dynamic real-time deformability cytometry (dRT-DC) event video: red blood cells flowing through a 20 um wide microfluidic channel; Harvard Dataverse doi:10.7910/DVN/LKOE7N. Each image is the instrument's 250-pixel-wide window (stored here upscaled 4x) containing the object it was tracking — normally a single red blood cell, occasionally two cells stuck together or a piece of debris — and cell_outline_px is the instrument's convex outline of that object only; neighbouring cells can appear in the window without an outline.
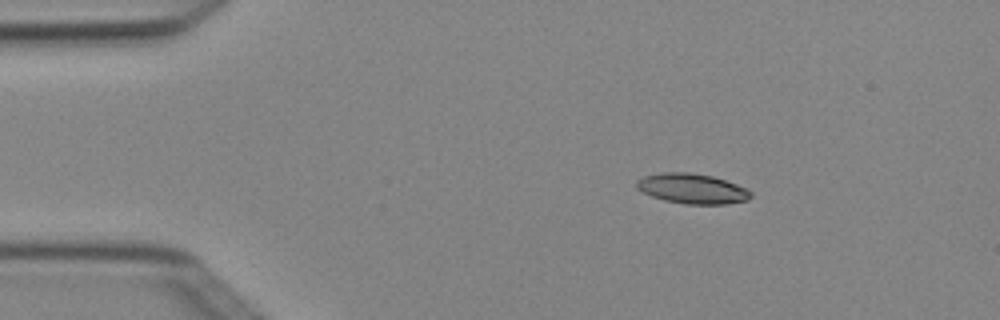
{"species": "Egyptian fruit bat (a non-hibernating species)", "species_latin": "Rousettus aegyptiacus", "temperature_condition": "cold", "stored_images_in_passage": 5, "camera_frame_rate_fps": 3000, "um_per_image_px": 0.085, "animal": {"sex": "female"}, "frame": {"image": 1, "passage_image": 2, "time_ms": 0.333, "image_size_px": [1000, 320], "cell_outline_px": [[752, 196], [748, 200], [724, 204], [684, 204], [664, 200], [652, 196], [636, 188], [636, 180], [644, 176], [664, 172], [688, 172], [712, 176], [748, 188], [752, 192]], "centroid_in_image_um": [58.85, 16.03], "position_along_channel_um": 26.2, "area_um2": 20.0}}
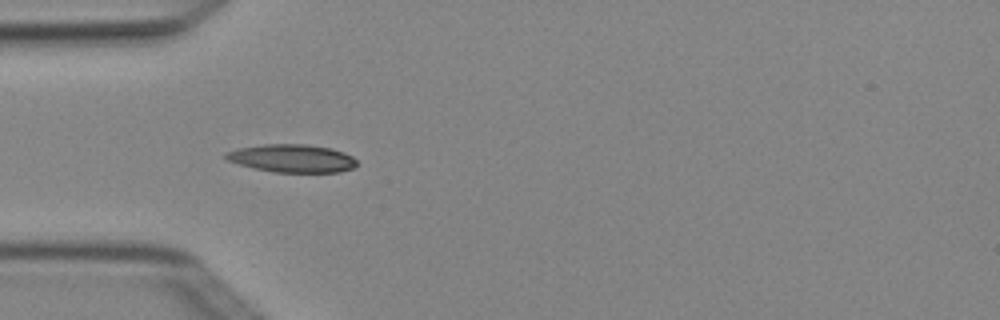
{"frame": {"image": 2, "passage_image": 4, "time_ms": 1.0, "image_size_px": [1000, 320], "cell_outline_px": [[356, 164], [352, 168], [340, 172], [272, 172], [252, 168], [228, 160], [224, 156], [224, 152], [236, 148], [264, 144], [304, 144], [332, 148], [344, 152], [352, 156], [356, 160]], "centroid_in_image_um": [24.8, 13.45], "position_along_channel_um": 60.2, "area_um2": 21.44}}
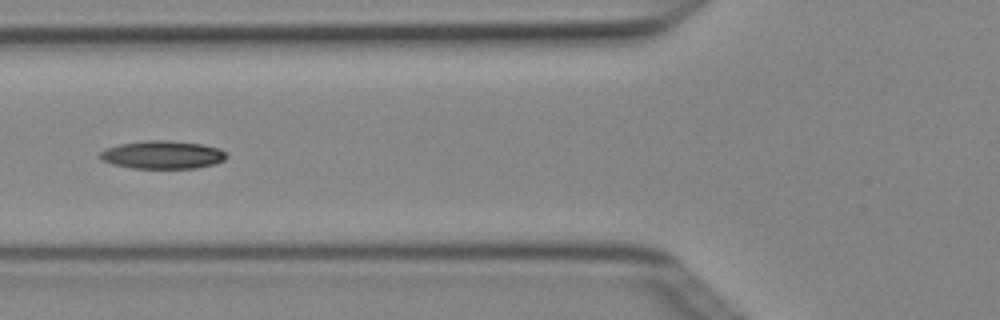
{"frame": {"image": 3, "passage_image": 5, "time_ms": 1.333, "image_size_px": [1000, 320], "cell_outline_px": [[228, 156], [224, 160], [216, 164], [196, 168], [132, 168], [112, 164], [100, 160], [96, 156], [104, 148], [120, 144], [144, 140], [168, 140], [204, 144], [220, 148]], "centroid_in_image_um": [13.79, 13.15], "position_along_channel_um": 112.0, "area_um2": 21.04}}